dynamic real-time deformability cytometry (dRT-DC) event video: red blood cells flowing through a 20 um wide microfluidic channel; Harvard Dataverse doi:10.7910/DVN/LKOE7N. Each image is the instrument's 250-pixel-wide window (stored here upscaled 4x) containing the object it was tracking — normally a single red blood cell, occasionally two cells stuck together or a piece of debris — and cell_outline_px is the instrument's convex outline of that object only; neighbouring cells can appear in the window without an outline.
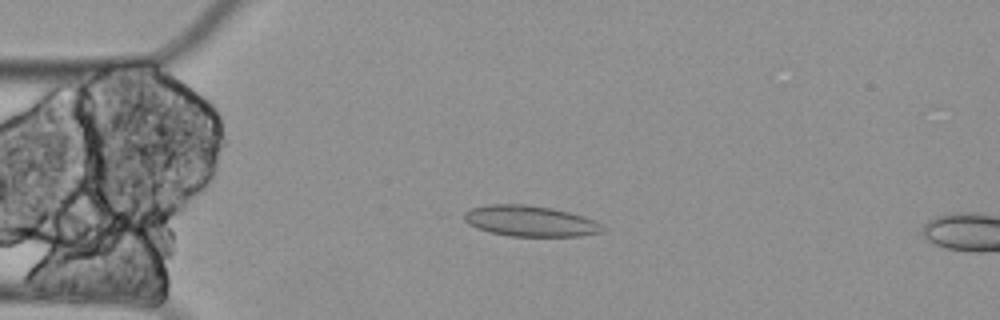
{"species": "Egyptian fruit bat (a non-hibernating species)", "species_latin": "Rousettus aegyptiacus", "temperature_condition": "cold", "stored_images_in_passage": 4, "camera_frame_rate_fps": 3000, "um_per_image_px": 0.085, "animal": {"sex": "female"}, "frame": {"image": 1, "passage_image": 3, "time_ms": 0.667, "image_size_px": [1000, 320], "cell_outline_px": [[608, 228], [604, 232], [580, 236], [512, 236], [492, 232], [476, 228], [468, 224], [464, 220], [464, 212], [472, 208], [488, 204], [524, 204], [552, 208], [584, 216], [596, 220]], "centroid_in_image_um": [45.12, 18.79], "position_along_channel_um": 39.9, "area_um2": 25.03}}